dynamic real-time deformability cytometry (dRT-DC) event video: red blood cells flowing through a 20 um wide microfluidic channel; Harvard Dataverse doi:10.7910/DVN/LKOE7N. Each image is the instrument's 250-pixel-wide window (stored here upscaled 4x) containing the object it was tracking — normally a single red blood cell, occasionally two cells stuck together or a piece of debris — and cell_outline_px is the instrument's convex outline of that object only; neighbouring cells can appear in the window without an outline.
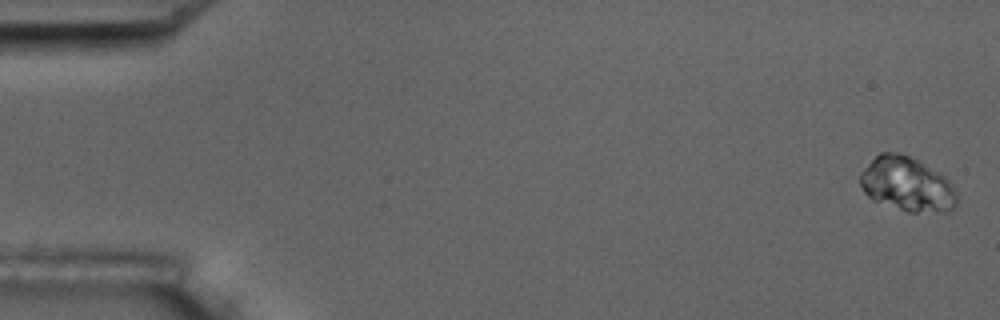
{"species": "common noctule bat (a hibernating species)", "species_latin": "Nyctalus noctula", "temperature_condition": "room temperature", "stored_images_in_passage": 10, "camera_frame_rate_fps": 3000, "um_per_image_px": 0.085, "animal": {"sex": "male", "body_mass_g": 17.5, "forearm_length_mm": 52.3}, "frame": {"image": 1, "passage_image": 1, "time_ms": 0.0, "image_size_px": [1000, 320], "cell_outline_px": [[956, 204], [948, 212], [908, 212], [872, 200], [864, 192], [860, 184], [860, 172], [880, 152], [896, 152], [908, 156], [916, 160], [944, 176], [952, 184], [956, 196]], "centroid_in_image_um": [77.07, 15.68], "position_along_channel_um": 7.9, "area_um2": 30.29}}
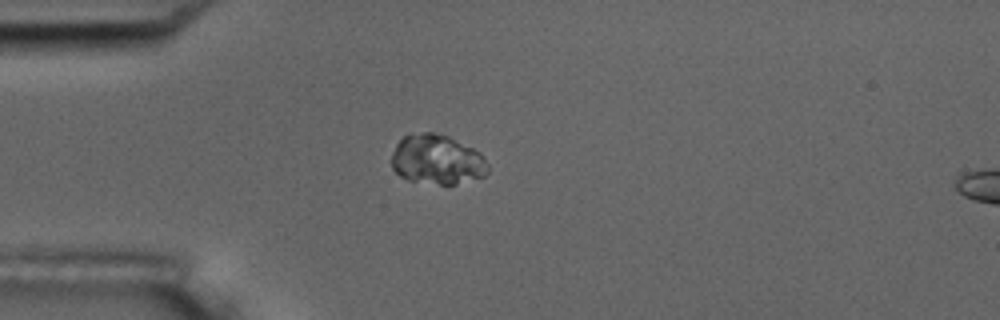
{"frame": {"image": 2, "passage_image": 5, "time_ms": 4.667, "image_size_px": [1000, 320], "cell_outline_px": [[488, 172], [484, 176], [456, 184], [440, 184], [408, 180], [400, 176], [392, 168], [392, 152], [396, 144], [404, 136], [424, 132], [432, 132], [448, 136], [480, 152], [488, 164]], "centroid_in_image_um": [37.15, 13.57], "position_along_channel_um": 47.9, "area_um2": 27.74}}
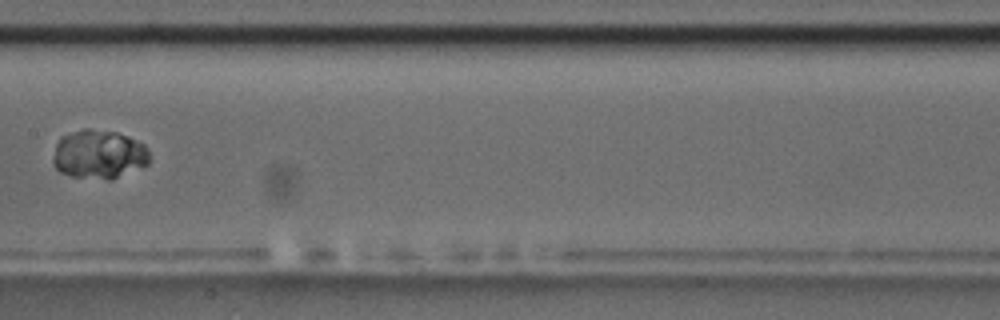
{"frame": {"image": 3, "passage_image": 9, "time_ms": 9.333, "image_size_px": [1000, 320], "cell_outline_px": [[148, 164], [112, 180], [108, 180], [72, 176], [60, 172], [56, 168], [52, 160], [56, 144], [60, 136], [84, 128], [88, 128], [116, 132], [128, 136], [144, 144], [148, 148]], "centroid_in_image_um": [8.39, 13.12], "position_along_channel_um": 199.0, "area_um2": 27.63}}